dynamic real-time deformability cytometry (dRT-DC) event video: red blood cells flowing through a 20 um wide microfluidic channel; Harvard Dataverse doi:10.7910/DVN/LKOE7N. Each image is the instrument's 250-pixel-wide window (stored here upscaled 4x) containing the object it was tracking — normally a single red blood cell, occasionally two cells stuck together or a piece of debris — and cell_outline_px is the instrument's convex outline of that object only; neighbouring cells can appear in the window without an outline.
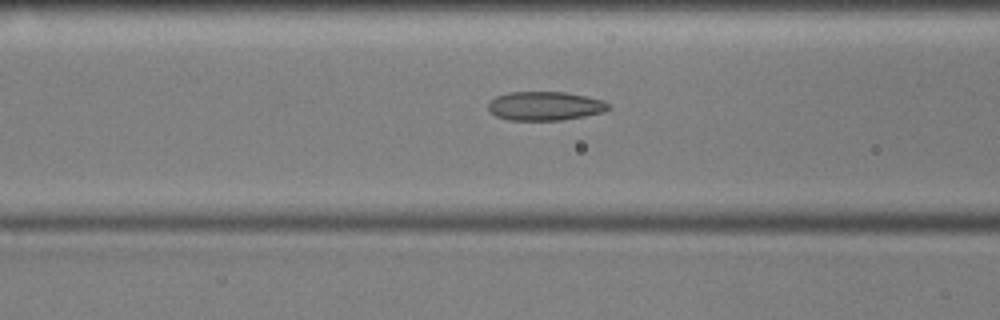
{"species": "common noctule bat (a hibernating species)", "species_latin": "Nyctalus noctula", "temperature_condition": "cold", "stored_images_in_passage": 55, "camera_frame_rate_fps": 3000, "um_per_image_px": 0.085, "animal": {"sex": "male", "body_mass_g": 17.9, "forearm_length_mm": 54.2}, "frame": {"image": 1, "passage_image": 21, "time_ms": 6.667, "image_size_px": [1000, 320], "cell_outline_px": [[612, 108], [604, 112], [564, 120], [508, 120], [496, 116], [488, 108], [488, 104], [496, 96], [508, 92], [564, 92], [588, 96], [604, 100]], "centroid_in_image_um": [46.36, 9.01], "position_along_channel_um": 120.2, "area_um2": 20.35}}
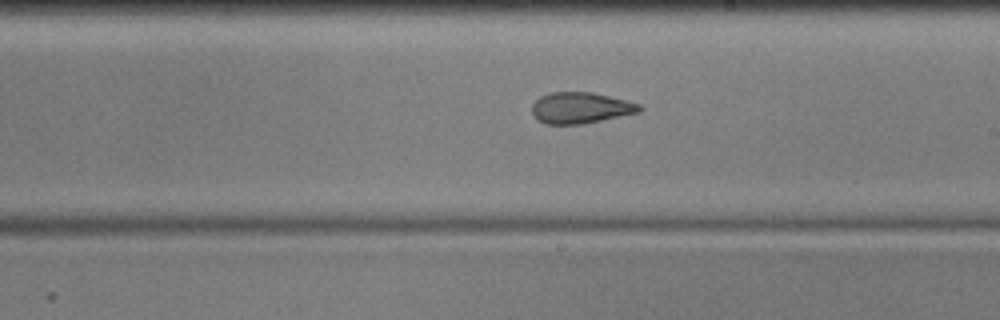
{"frame": {"image": 2, "passage_image": 31, "time_ms": 10.0, "image_size_px": [1000, 320], "cell_outline_px": [[644, 108], [640, 112], [584, 124], [544, 124], [536, 120], [532, 112], [532, 104], [540, 96], [548, 92], [592, 92], [640, 104]], "centroid_in_image_um": [49.32, 9.17], "position_along_channel_um": 239.7, "area_um2": 19.65}}
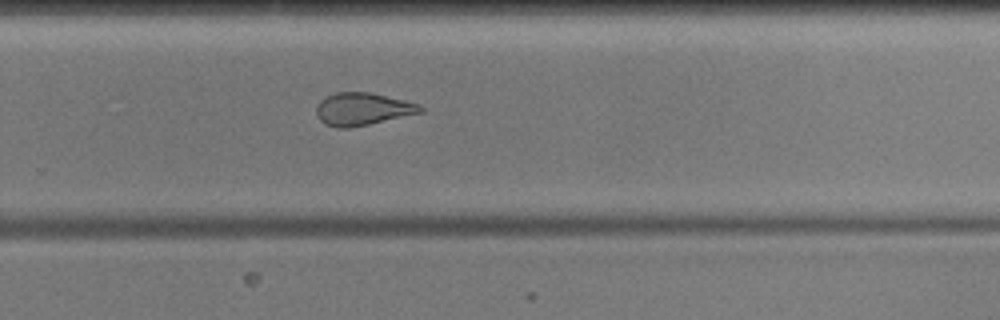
{"frame": {"image": 3, "passage_image": 36, "time_ms": 11.667, "image_size_px": [1000, 320], "cell_outline_px": [[424, 112], [368, 124], [348, 128], [336, 128], [324, 124], [316, 116], [316, 104], [324, 96], [336, 92], [368, 92], [404, 100], [416, 104], [424, 108]], "centroid_in_image_um": [30.75, 9.27], "position_along_channel_um": 299.0, "area_um2": 19.77}, "authors_computed_cell_mechanics": {"area_um2": 21.5594, "velocity_mm_per_s": 3.5825, "shape_relaxation_time_tau1_ms": null, "shape_relaxation_time_tau2_ms": 2.3258, "deformation_change_tau1": null, "deformation_change_tau2": 0.0997}}